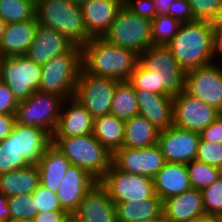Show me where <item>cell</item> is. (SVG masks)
<instances>
[{
    "instance_id": "6da1fadb",
    "label": "cell",
    "mask_w": 222,
    "mask_h": 222,
    "mask_svg": "<svg viewBox=\"0 0 222 222\" xmlns=\"http://www.w3.org/2000/svg\"><path fill=\"white\" fill-rule=\"evenodd\" d=\"M82 67L94 75L128 81L139 63L131 49L116 46L103 37H92L82 47Z\"/></svg>"
},
{
    "instance_id": "7a4b0ae2",
    "label": "cell",
    "mask_w": 222,
    "mask_h": 222,
    "mask_svg": "<svg viewBox=\"0 0 222 222\" xmlns=\"http://www.w3.org/2000/svg\"><path fill=\"white\" fill-rule=\"evenodd\" d=\"M214 26L207 21L182 23L167 47L181 68L188 72L214 62Z\"/></svg>"
},
{
    "instance_id": "3957f363",
    "label": "cell",
    "mask_w": 222,
    "mask_h": 222,
    "mask_svg": "<svg viewBox=\"0 0 222 222\" xmlns=\"http://www.w3.org/2000/svg\"><path fill=\"white\" fill-rule=\"evenodd\" d=\"M36 18L38 24L57 30L74 45L82 47L92 38L86 30L80 4L70 0H37Z\"/></svg>"
},
{
    "instance_id": "277c9868",
    "label": "cell",
    "mask_w": 222,
    "mask_h": 222,
    "mask_svg": "<svg viewBox=\"0 0 222 222\" xmlns=\"http://www.w3.org/2000/svg\"><path fill=\"white\" fill-rule=\"evenodd\" d=\"M52 144L73 166L86 170L100 181L112 165L111 154L93 134L78 137H52Z\"/></svg>"
},
{
    "instance_id": "5b68a950",
    "label": "cell",
    "mask_w": 222,
    "mask_h": 222,
    "mask_svg": "<svg viewBox=\"0 0 222 222\" xmlns=\"http://www.w3.org/2000/svg\"><path fill=\"white\" fill-rule=\"evenodd\" d=\"M82 67V48L74 45L68 52L42 65L39 91L56 94L64 100L74 97Z\"/></svg>"
},
{
    "instance_id": "8992f818",
    "label": "cell",
    "mask_w": 222,
    "mask_h": 222,
    "mask_svg": "<svg viewBox=\"0 0 222 222\" xmlns=\"http://www.w3.org/2000/svg\"><path fill=\"white\" fill-rule=\"evenodd\" d=\"M103 38L140 55L153 45L152 21L132 13L123 5Z\"/></svg>"
},
{
    "instance_id": "52a82bcc",
    "label": "cell",
    "mask_w": 222,
    "mask_h": 222,
    "mask_svg": "<svg viewBox=\"0 0 222 222\" xmlns=\"http://www.w3.org/2000/svg\"><path fill=\"white\" fill-rule=\"evenodd\" d=\"M139 64L146 70L157 72L160 95L176 96L185 90L186 72L165 45H152L139 55Z\"/></svg>"
},
{
    "instance_id": "ba28073f",
    "label": "cell",
    "mask_w": 222,
    "mask_h": 222,
    "mask_svg": "<svg viewBox=\"0 0 222 222\" xmlns=\"http://www.w3.org/2000/svg\"><path fill=\"white\" fill-rule=\"evenodd\" d=\"M41 77L42 66L26 55L0 57V80L10 88L18 102L39 90Z\"/></svg>"
},
{
    "instance_id": "9c48e42d",
    "label": "cell",
    "mask_w": 222,
    "mask_h": 222,
    "mask_svg": "<svg viewBox=\"0 0 222 222\" xmlns=\"http://www.w3.org/2000/svg\"><path fill=\"white\" fill-rule=\"evenodd\" d=\"M63 103L64 99L56 94L35 91L28 99L19 102L16 123L41 128L52 136Z\"/></svg>"
},
{
    "instance_id": "30bf717a",
    "label": "cell",
    "mask_w": 222,
    "mask_h": 222,
    "mask_svg": "<svg viewBox=\"0 0 222 222\" xmlns=\"http://www.w3.org/2000/svg\"><path fill=\"white\" fill-rule=\"evenodd\" d=\"M119 82L112 78L94 75L81 67L74 98L94 119L108 115L111 112L114 91Z\"/></svg>"
},
{
    "instance_id": "8fae6325",
    "label": "cell",
    "mask_w": 222,
    "mask_h": 222,
    "mask_svg": "<svg viewBox=\"0 0 222 222\" xmlns=\"http://www.w3.org/2000/svg\"><path fill=\"white\" fill-rule=\"evenodd\" d=\"M99 182L107 190L114 205L124 202L140 203L155 195L152 178L124 172L113 163Z\"/></svg>"
},
{
    "instance_id": "7c38bea8",
    "label": "cell",
    "mask_w": 222,
    "mask_h": 222,
    "mask_svg": "<svg viewBox=\"0 0 222 222\" xmlns=\"http://www.w3.org/2000/svg\"><path fill=\"white\" fill-rule=\"evenodd\" d=\"M215 62L185 74V91L222 112V66Z\"/></svg>"
},
{
    "instance_id": "4fadbf2b",
    "label": "cell",
    "mask_w": 222,
    "mask_h": 222,
    "mask_svg": "<svg viewBox=\"0 0 222 222\" xmlns=\"http://www.w3.org/2000/svg\"><path fill=\"white\" fill-rule=\"evenodd\" d=\"M173 114L174 126L200 133L221 113L184 90L173 97Z\"/></svg>"
},
{
    "instance_id": "5bb4252c",
    "label": "cell",
    "mask_w": 222,
    "mask_h": 222,
    "mask_svg": "<svg viewBox=\"0 0 222 222\" xmlns=\"http://www.w3.org/2000/svg\"><path fill=\"white\" fill-rule=\"evenodd\" d=\"M112 163L120 170L154 178L165 163L160 145L137 149L122 147L113 154Z\"/></svg>"
},
{
    "instance_id": "9a60e30c",
    "label": "cell",
    "mask_w": 222,
    "mask_h": 222,
    "mask_svg": "<svg viewBox=\"0 0 222 222\" xmlns=\"http://www.w3.org/2000/svg\"><path fill=\"white\" fill-rule=\"evenodd\" d=\"M200 133L171 126L160 131L158 144L165 162L187 164L196 160Z\"/></svg>"
},
{
    "instance_id": "2e32d148",
    "label": "cell",
    "mask_w": 222,
    "mask_h": 222,
    "mask_svg": "<svg viewBox=\"0 0 222 222\" xmlns=\"http://www.w3.org/2000/svg\"><path fill=\"white\" fill-rule=\"evenodd\" d=\"M74 222H117L116 206L105 187L98 181L83 197Z\"/></svg>"
},
{
    "instance_id": "e0dca14e",
    "label": "cell",
    "mask_w": 222,
    "mask_h": 222,
    "mask_svg": "<svg viewBox=\"0 0 222 222\" xmlns=\"http://www.w3.org/2000/svg\"><path fill=\"white\" fill-rule=\"evenodd\" d=\"M97 182L86 170L71 165L56 193L61 208L72 216L78 210L84 195Z\"/></svg>"
},
{
    "instance_id": "ac0fdd59",
    "label": "cell",
    "mask_w": 222,
    "mask_h": 222,
    "mask_svg": "<svg viewBox=\"0 0 222 222\" xmlns=\"http://www.w3.org/2000/svg\"><path fill=\"white\" fill-rule=\"evenodd\" d=\"M73 46L74 43L57 30L38 24L26 56L42 66L53 57L68 52Z\"/></svg>"
},
{
    "instance_id": "d6986e66",
    "label": "cell",
    "mask_w": 222,
    "mask_h": 222,
    "mask_svg": "<svg viewBox=\"0 0 222 222\" xmlns=\"http://www.w3.org/2000/svg\"><path fill=\"white\" fill-rule=\"evenodd\" d=\"M123 5V0H86L81 3L88 34L91 37H103Z\"/></svg>"
},
{
    "instance_id": "ffe728a7",
    "label": "cell",
    "mask_w": 222,
    "mask_h": 222,
    "mask_svg": "<svg viewBox=\"0 0 222 222\" xmlns=\"http://www.w3.org/2000/svg\"><path fill=\"white\" fill-rule=\"evenodd\" d=\"M52 137H78L93 134L94 118L74 97L64 100ZM65 109V110H64Z\"/></svg>"
},
{
    "instance_id": "44dd1931",
    "label": "cell",
    "mask_w": 222,
    "mask_h": 222,
    "mask_svg": "<svg viewBox=\"0 0 222 222\" xmlns=\"http://www.w3.org/2000/svg\"><path fill=\"white\" fill-rule=\"evenodd\" d=\"M138 115L145 117L160 131L173 126V97L147 90H135Z\"/></svg>"
},
{
    "instance_id": "7402d4cb",
    "label": "cell",
    "mask_w": 222,
    "mask_h": 222,
    "mask_svg": "<svg viewBox=\"0 0 222 222\" xmlns=\"http://www.w3.org/2000/svg\"><path fill=\"white\" fill-rule=\"evenodd\" d=\"M15 148L29 164L37 165L46 149L52 144V136L35 126H24L15 123Z\"/></svg>"
},
{
    "instance_id": "603a6c76",
    "label": "cell",
    "mask_w": 222,
    "mask_h": 222,
    "mask_svg": "<svg viewBox=\"0 0 222 222\" xmlns=\"http://www.w3.org/2000/svg\"><path fill=\"white\" fill-rule=\"evenodd\" d=\"M155 194L164 201L192 188L186 164L165 162L153 178Z\"/></svg>"
},
{
    "instance_id": "cb8c5ba5",
    "label": "cell",
    "mask_w": 222,
    "mask_h": 222,
    "mask_svg": "<svg viewBox=\"0 0 222 222\" xmlns=\"http://www.w3.org/2000/svg\"><path fill=\"white\" fill-rule=\"evenodd\" d=\"M168 222H186L205 213L201 190L191 188L162 201Z\"/></svg>"
},
{
    "instance_id": "d4e9b609",
    "label": "cell",
    "mask_w": 222,
    "mask_h": 222,
    "mask_svg": "<svg viewBox=\"0 0 222 222\" xmlns=\"http://www.w3.org/2000/svg\"><path fill=\"white\" fill-rule=\"evenodd\" d=\"M37 26L36 17L24 22L7 23L0 41V57L26 55L34 40Z\"/></svg>"
},
{
    "instance_id": "484cf974",
    "label": "cell",
    "mask_w": 222,
    "mask_h": 222,
    "mask_svg": "<svg viewBox=\"0 0 222 222\" xmlns=\"http://www.w3.org/2000/svg\"><path fill=\"white\" fill-rule=\"evenodd\" d=\"M71 165V162L51 144L37 164L40 184L57 193L61 186V181Z\"/></svg>"
},
{
    "instance_id": "4316f807",
    "label": "cell",
    "mask_w": 222,
    "mask_h": 222,
    "mask_svg": "<svg viewBox=\"0 0 222 222\" xmlns=\"http://www.w3.org/2000/svg\"><path fill=\"white\" fill-rule=\"evenodd\" d=\"M40 184L37 165L0 174V194L6 197L32 194Z\"/></svg>"
},
{
    "instance_id": "83f0119b",
    "label": "cell",
    "mask_w": 222,
    "mask_h": 222,
    "mask_svg": "<svg viewBox=\"0 0 222 222\" xmlns=\"http://www.w3.org/2000/svg\"><path fill=\"white\" fill-rule=\"evenodd\" d=\"M125 121L112 114L94 119L93 135L111 153L123 147Z\"/></svg>"
},
{
    "instance_id": "f1b7e54d",
    "label": "cell",
    "mask_w": 222,
    "mask_h": 222,
    "mask_svg": "<svg viewBox=\"0 0 222 222\" xmlns=\"http://www.w3.org/2000/svg\"><path fill=\"white\" fill-rule=\"evenodd\" d=\"M160 130L151 124L145 117L134 116L125 121L123 147L145 148L158 143Z\"/></svg>"
},
{
    "instance_id": "f546056e",
    "label": "cell",
    "mask_w": 222,
    "mask_h": 222,
    "mask_svg": "<svg viewBox=\"0 0 222 222\" xmlns=\"http://www.w3.org/2000/svg\"><path fill=\"white\" fill-rule=\"evenodd\" d=\"M115 206L117 222H137L155 218L163 212L162 200L156 194L140 203L124 202Z\"/></svg>"
},
{
    "instance_id": "4dcf8cb0",
    "label": "cell",
    "mask_w": 222,
    "mask_h": 222,
    "mask_svg": "<svg viewBox=\"0 0 222 222\" xmlns=\"http://www.w3.org/2000/svg\"><path fill=\"white\" fill-rule=\"evenodd\" d=\"M110 114L124 121L138 115L136 91L128 81L116 85Z\"/></svg>"
},
{
    "instance_id": "1f68e13d",
    "label": "cell",
    "mask_w": 222,
    "mask_h": 222,
    "mask_svg": "<svg viewBox=\"0 0 222 222\" xmlns=\"http://www.w3.org/2000/svg\"><path fill=\"white\" fill-rule=\"evenodd\" d=\"M35 17V0H0V18L6 23L24 22Z\"/></svg>"
},
{
    "instance_id": "d6a6232c",
    "label": "cell",
    "mask_w": 222,
    "mask_h": 222,
    "mask_svg": "<svg viewBox=\"0 0 222 222\" xmlns=\"http://www.w3.org/2000/svg\"><path fill=\"white\" fill-rule=\"evenodd\" d=\"M29 164L19 155L15 148V130L3 141H0V174L22 169Z\"/></svg>"
},
{
    "instance_id": "836d02e7",
    "label": "cell",
    "mask_w": 222,
    "mask_h": 222,
    "mask_svg": "<svg viewBox=\"0 0 222 222\" xmlns=\"http://www.w3.org/2000/svg\"><path fill=\"white\" fill-rule=\"evenodd\" d=\"M7 205L10 211V221L31 222L37 214L33 194L8 197Z\"/></svg>"
},
{
    "instance_id": "e575fe53",
    "label": "cell",
    "mask_w": 222,
    "mask_h": 222,
    "mask_svg": "<svg viewBox=\"0 0 222 222\" xmlns=\"http://www.w3.org/2000/svg\"><path fill=\"white\" fill-rule=\"evenodd\" d=\"M192 188L202 190L219 179V168L194 160L186 164Z\"/></svg>"
},
{
    "instance_id": "d590c367",
    "label": "cell",
    "mask_w": 222,
    "mask_h": 222,
    "mask_svg": "<svg viewBox=\"0 0 222 222\" xmlns=\"http://www.w3.org/2000/svg\"><path fill=\"white\" fill-rule=\"evenodd\" d=\"M181 22L170 15H157L152 20L153 45L167 46L179 31Z\"/></svg>"
},
{
    "instance_id": "8d00e7d4",
    "label": "cell",
    "mask_w": 222,
    "mask_h": 222,
    "mask_svg": "<svg viewBox=\"0 0 222 222\" xmlns=\"http://www.w3.org/2000/svg\"><path fill=\"white\" fill-rule=\"evenodd\" d=\"M128 82L135 90H147L160 95V79L158 73L146 70L139 63L131 73Z\"/></svg>"
},
{
    "instance_id": "74e56055",
    "label": "cell",
    "mask_w": 222,
    "mask_h": 222,
    "mask_svg": "<svg viewBox=\"0 0 222 222\" xmlns=\"http://www.w3.org/2000/svg\"><path fill=\"white\" fill-rule=\"evenodd\" d=\"M205 213L214 217L222 215V180L201 190Z\"/></svg>"
},
{
    "instance_id": "f35d334b",
    "label": "cell",
    "mask_w": 222,
    "mask_h": 222,
    "mask_svg": "<svg viewBox=\"0 0 222 222\" xmlns=\"http://www.w3.org/2000/svg\"><path fill=\"white\" fill-rule=\"evenodd\" d=\"M32 194L35 199L37 213L65 211L60 206L57 194L43 185L39 184Z\"/></svg>"
},
{
    "instance_id": "ab89813d",
    "label": "cell",
    "mask_w": 222,
    "mask_h": 222,
    "mask_svg": "<svg viewBox=\"0 0 222 222\" xmlns=\"http://www.w3.org/2000/svg\"><path fill=\"white\" fill-rule=\"evenodd\" d=\"M196 160L219 168L222 166V143L214 144L200 138Z\"/></svg>"
},
{
    "instance_id": "60d3db41",
    "label": "cell",
    "mask_w": 222,
    "mask_h": 222,
    "mask_svg": "<svg viewBox=\"0 0 222 222\" xmlns=\"http://www.w3.org/2000/svg\"><path fill=\"white\" fill-rule=\"evenodd\" d=\"M194 20L213 22L220 0H188Z\"/></svg>"
},
{
    "instance_id": "b9f144b4",
    "label": "cell",
    "mask_w": 222,
    "mask_h": 222,
    "mask_svg": "<svg viewBox=\"0 0 222 222\" xmlns=\"http://www.w3.org/2000/svg\"><path fill=\"white\" fill-rule=\"evenodd\" d=\"M124 6L132 13L151 21L157 16L153 0H124Z\"/></svg>"
},
{
    "instance_id": "7bdbcfd3",
    "label": "cell",
    "mask_w": 222,
    "mask_h": 222,
    "mask_svg": "<svg viewBox=\"0 0 222 222\" xmlns=\"http://www.w3.org/2000/svg\"><path fill=\"white\" fill-rule=\"evenodd\" d=\"M18 104L10 88L0 80V114H16Z\"/></svg>"
},
{
    "instance_id": "ee69618b",
    "label": "cell",
    "mask_w": 222,
    "mask_h": 222,
    "mask_svg": "<svg viewBox=\"0 0 222 222\" xmlns=\"http://www.w3.org/2000/svg\"><path fill=\"white\" fill-rule=\"evenodd\" d=\"M169 15L181 23L195 21L188 0H177L169 9Z\"/></svg>"
},
{
    "instance_id": "f6af8a7d",
    "label": "cell",
    "mask_w": 222,
    "mask_h": 222,
    "mask_svg": "<svg viewBox=\"0 0 222 222\" xmlns=\"http://www.w3.org/2000/svg\"><path fill=\"white\" fill-rule=\"evenodd\" d=\"M203 141L218 144L222 143V115L200 132Z\"/></svg>"
},
{
    "instance_id": "bcb514c9",
    "label": "cell",
    "mask_w": 222,
    "mask_h": 222,
    "mask_svg": "<svg viewBox=\"0 0 222 222\" xmlns=\"http://www.w3.org/2000/svg\"><path fill=\"white\" fill-rule=\"evenodd\" d=\"M70 215L66 211L37 213L31 222H64Z\"/></svg>"
},
{
    "instance_id": "7dc6e473",
    "label": "cell",
    "mask_w": 222,
    "mask_h": 222,
    "mask_svg": "<svg viewBox=\"0 0 222 222\" xmlns=\"http://www.w3.org/2000/svg\"><path fill=\"white\" fill-rule=\"evenodd\" d=\"M15 123V114H0V141H3L12 133Z\"/></svg>"
},
{
    "instance_id": "c3c4849f",
    "label": "cell",
    "mask_w": 222,
    "mask_h": 222,
    "mask_svg": "<svg viewBox=\"0 0 222 222\" xmlns=\"http://www.w3.org/2000/svg\"><path fill=\"white\" fill-rule=\"evenodd\" d=\"M213 54L214 59H217V54H222V27H214Z\"/></svg>"
},
{
    "instance_id": "681fc988",
    "label": "cell",
    "mask_w": 222,
    "mask_h": 222,
    "mask_svg": "<svg viewBox=\"0 0 222 222\" xmlns=\"http://www.w3.org/2000/svg\"><path fill=\"white\" fill-rule=\"evenodd\" d=\"M175 1L177 0H153L157 15H169V9Z\"/></svg>"
},
{
    "instance_id": "f907efd6",
    "label": "cell",
    "mask_w": 222,
    "mask_h": 222,
    "mask_svg": "<svg viewBox=\"0 0 222 222\" xmlns=\"http://www.w3.org/2000/svg\"><path fill=\"white\" fill-rule=\"evenodd\" d=\"M8 197L0 194V222L10 221V211L7 205Z\"/></svg>"
},
{
    "instance_id": "816d5d0a",
    "label": "cell",
    "mask_w": 222,
    "mask_h": 222,
    "mask_svg": "<svg viewBox=\"0 0 222 222\" xmlns=\"http://www.w3.org/2000/svg\"><path fill=\"white\" fill-rule=\"evenodd\" d=\"M186 222H217V221H216V217L204 213Z\"/></svg>"
},
{
    "instance_id": "f5cc1de1",
    "label": "cell",
    "mask_w": 222,
    "mask_h": 222,
    "mask_svg": "<svg viewBox=\"0 0 222 222\" xmlns=\"http://www.w3.org/2000/svg\"><path fill=\"white\" fill-rule=\"evenodd\" d=\"M212 24L214 27H222V0H220L218 12Z\"/></svg>"
},
{
    "instance_id": "db71d44e",
    "label": "cell",
    "mask_w": 222,
    "mask_h": 222,
    "mask_svg": "<svg viewBox=\"0 0 222 222\" xmlns=\"http://www.w3.org/2000/svg\"><path fill=\"white\" fill-rule=\"evenodd\" d=\"M137 222H168V220L166 219L164 213L162 212L159 216H157L155 218L140 220V221H137Z\"/></svg>"
},
{
    "instance_id": "11a10c76",
    "label": "cell",
    "mask_w": 222,
    "mask_h": 222,
    "mask_svg": "<svg viewBox=\"0 0 222 222\" xmlns=\"http://www.w3.org/2000/svg\"><path fill=\"white\" fill-rule=\"evenodd\" d=\"M6 26H7V23L3 19L0 18V41H1L2 37H3V34L5 32V29H6Z\"/></svg>"
},
{
    "instance_id": "9f6ffc18",
    "label": "cell",
    "mask_w": 222,
    "mask_h": 222,
    "mask_svg": "<svg viewBox=\"0 0 222 222\" xmlns=\"http://www.w3.org/2000/svg\"><path fill=\"white\" fill-rule=\"evenodd\" d=\"M70 1L77 3V4H81V3L85 2L86 0H70Z\"/></svg>"
},
{
    "instance_id": "6f0895ef",
    "label": "cell",
    "mask_w": 222,
    "mask_h": 222,
    "mask_svg": "<svg viewBox=\"0 0 222 222\" xmlns=\"http://www.w3.org/2000/svg\"><path fill=\"white\" fill-rule=\"evenodd\" d=\"M64 222H74L73 217L70 215Z\"/></svg>"
},
{
    "instance_id": "680465c9",
    "label": "cell",
    "mask_w": 222,
    "mask_h": 222,
    "mask_svg": "<svg viewBox=\"0 0 222 222\" xmlns=\"http://www.w3.org/2000/svg\"><path fill=\"white\" fill-rule=\"evenodd\" d=\"M219 178L222 180V166L219 167Z\"/></svg>"
},
{
    "instance_id": "91938a15",
    "label": "cell",
    "mask_w": 222,
    "mask_h": 222,
    "mask_svg": "<svg viewBox=\"0 0 222 222\" xmlns=\"http://www.w3.org/2000/svg\"><path fill=\"white\" fill-rule=\"evenodd\" d=\"M216 221H217V222H222V215L217 216V217H216Z\"/></svg>"
}]
</instances>
